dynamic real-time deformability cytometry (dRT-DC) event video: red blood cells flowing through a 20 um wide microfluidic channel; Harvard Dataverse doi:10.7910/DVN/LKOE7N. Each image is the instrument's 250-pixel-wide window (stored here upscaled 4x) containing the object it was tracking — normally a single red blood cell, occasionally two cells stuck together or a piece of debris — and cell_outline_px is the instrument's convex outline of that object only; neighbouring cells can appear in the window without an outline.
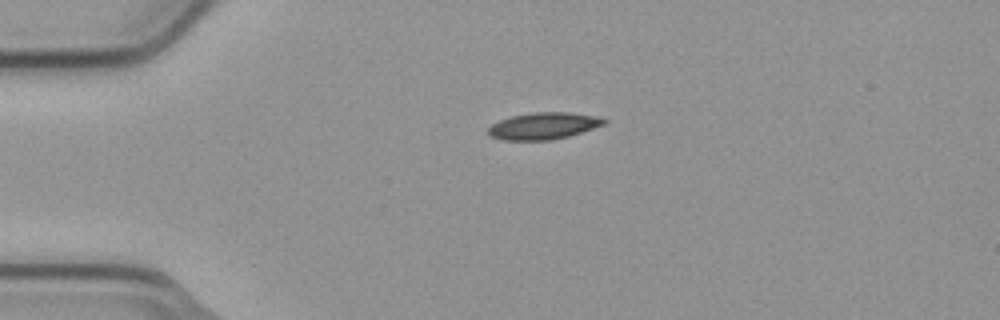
{"species": "common noctule bat (a hibernating species)", "species_latin": "Nyctalus noctula", "temperature_condition": "cold", "stored_images_in_passage": 2, "camera_frame_rate_fps": 3000, "um_per_image_px": 0.085, "animal": {"sex": "male", "body_mass_g": 23.1, "forearm_length_mm": 52.7}, "frame": {"image": 1, "passage_image": 1, "time_ms": 0.0, "image_size_px": [1000, 320], "cell_outline_px": [[608, 120], [604, 124], [568, 136], [552, 140], [504, 140], [492, 136], [488, 132], [488, 128], [492, 124], [500, 120], [512, 116], [536, 112], [568, 112], [592, 116]], "centroid_in_image_um": [46.17, 10.7], "position_along_channel_um": 38.8, "area_um2": 17.69}}